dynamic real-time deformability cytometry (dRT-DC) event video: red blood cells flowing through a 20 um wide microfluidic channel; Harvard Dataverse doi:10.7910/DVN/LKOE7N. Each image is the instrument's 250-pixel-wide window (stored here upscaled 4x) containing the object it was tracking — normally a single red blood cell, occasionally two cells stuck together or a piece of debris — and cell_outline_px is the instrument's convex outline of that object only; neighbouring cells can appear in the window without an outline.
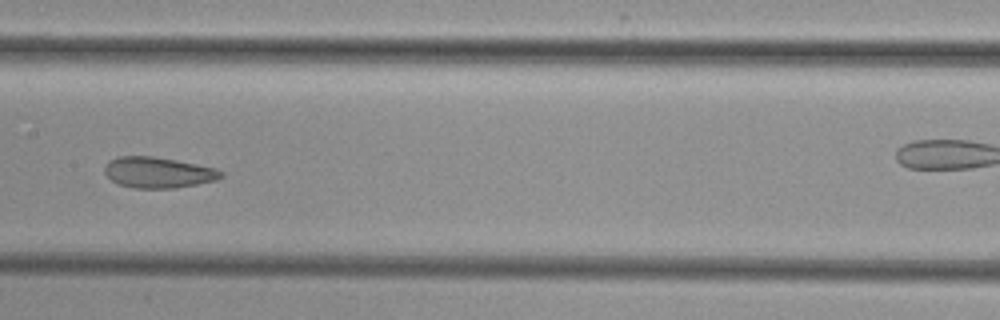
{"species": "common noctule bat (a hibernating species)", "species_latin": "Nyctalus noctula", "temperature_condition": "cold", "stored_images_in_passage": 8, "segment_of_instrument_passage": [1, 2], "camera_frame_rate_fps": 3000, "um_per_image_px": 0.085, "animal": {"sex": "female", "body_mass_g": 29.2, "forearm_length_mm": 56.3}, "frame": {"image": 1, "passage_image": 7, "time_ms": 6.667, "image_size_px": [1000, 320], "cell_outline_px": [[224, 176], [216, 180], [176, 188], [136, 188], [120, 184], [112, 180], [104, 172], [104, 168], [108, 160], [120, 156], [152, 156], [176, 160], [216, 168], [224, 172]], "centroid_in_image_um": [13.46, 14.65], "position_along_channel_um": 193.9, "area_um2": 20.87}}